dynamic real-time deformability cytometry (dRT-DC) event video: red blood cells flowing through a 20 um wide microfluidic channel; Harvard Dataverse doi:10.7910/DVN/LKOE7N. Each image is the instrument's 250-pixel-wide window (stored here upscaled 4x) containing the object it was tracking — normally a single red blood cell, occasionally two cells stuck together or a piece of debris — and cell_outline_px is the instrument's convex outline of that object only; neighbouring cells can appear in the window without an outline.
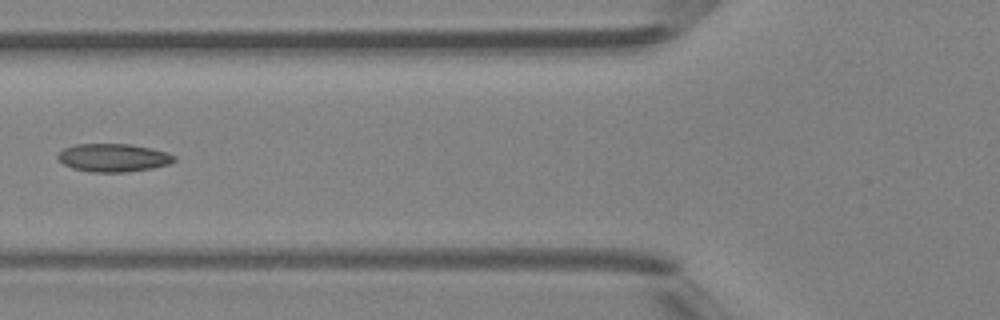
{"species": "Egyptian fruit bat (a non-hibernating species)", "species_latin": "Rousettus aegyptiacus", "temperature_condition": "room temperature", "stored_images_in_passage": 4, "camera_frame_rate_fps": 3000, "um_per_image_px": 0.085, "animal": {"sex": "female"}, "frame": {"image": 1, "passage_image": 4, "time_ms": 4.333, "image_size_px": [1000, 320], "cell_outline_px": [[176, 160], [168, 164], [152, 168], [124, 172], [92, 172], [72, 168], [64, 164], [56, 156], [64, 148], [76, 144], [132, 144], [152, 148], [168, 152], [176, 156]], "centroid_in_image_um": [9.66, 13.4], "position_along_channel_um": 116.1, "area_um2": 19.07}}